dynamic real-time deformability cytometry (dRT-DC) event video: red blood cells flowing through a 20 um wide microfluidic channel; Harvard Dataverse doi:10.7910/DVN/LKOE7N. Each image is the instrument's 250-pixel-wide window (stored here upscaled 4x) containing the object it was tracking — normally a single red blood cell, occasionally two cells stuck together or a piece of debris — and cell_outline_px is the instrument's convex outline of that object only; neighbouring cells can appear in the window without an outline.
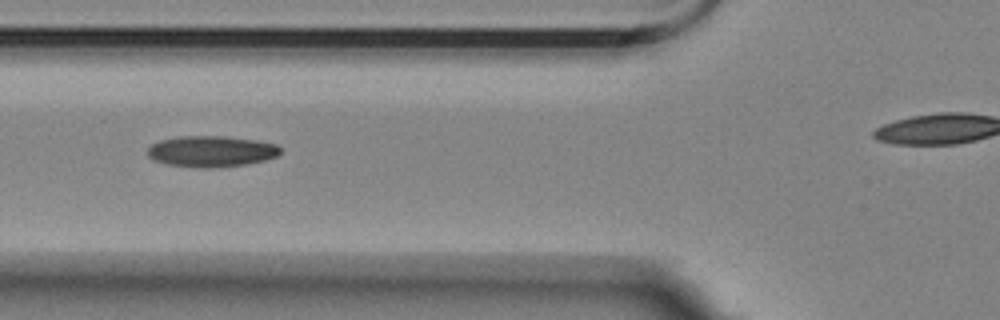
{"species": "Egyptian fruit bat (a non-hibernating species)", "species_latin": "Rousettus aegyptiacus", "temperature_condition": "room temperature", "stored_images_in_passage": 7, "segment_of_instrument_passage": [1, 2], "camera_frame_rate_fps": 3000, "um_per_image_px": 0.085, "animal": {"sex": "female"}, "frame": {"image": 1, "passage_image": 3, "time_ms": 0.667, "image_size_px": [1000, 320], "cell_outline_px": [[280, 156], [264, 160], [244, 164], [212, 168], [204, 168], [168, 164], [156, 160], [148, 156], [148, 148], [152, 144], [160, 140], [180, 136], [224, 136], [256, 140], [276, 144], [280, 148]], "centroid_in_image_um": [17.98, 12.85], "position_along_channel_um": 107.8, "area_um2": 23.87}}
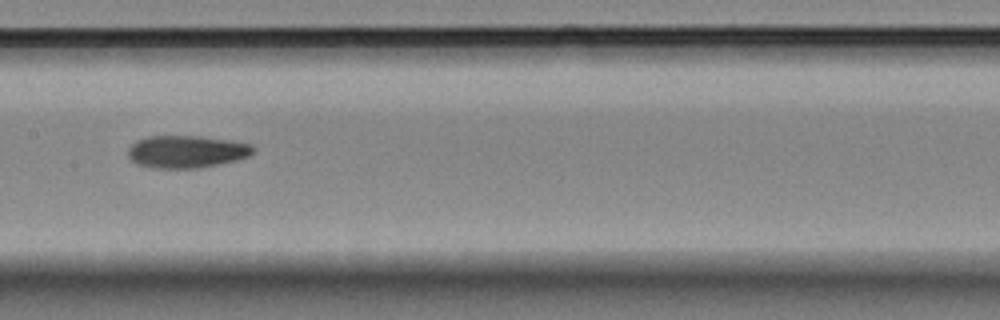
{"frame": {"image": 2, "passage_image": 5, "time_ms": 1.333, "image_size_px": [1000, 320], "cell_outline_px": [[256, 148], [248, 156], [236, 160], [196, 168], [156, 168], [136, 164], [128, 156], [128, 148], [136, 140], [148, 136], [196, 136], [232, 140], [252, 144]], "centroid_in_image_um": [15.84, 12.88], "position_along_channel_um": 191.6, "area_um2": 23.58}}
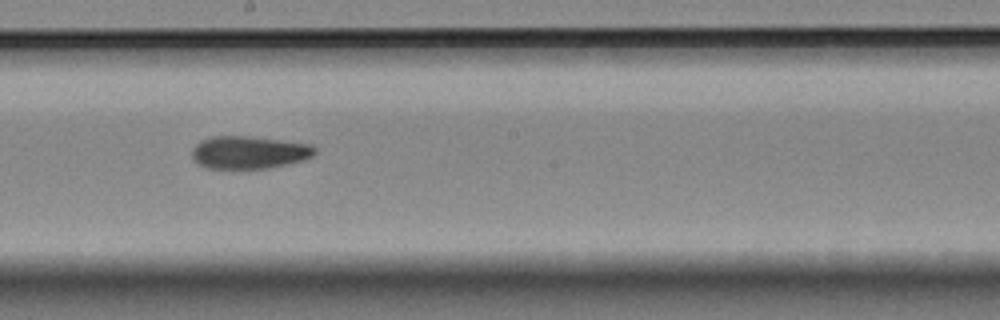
{"frame": {"image": 3, "passage_image": 6, "time_ms": 1.667, "image_size_px": [1000, 320], "cell_outline_px": [[316, 152], [312, 156], [304, 160], [288, 164], [268, 168], [204, 168], [192, 156], [192, 148], [200, 140], [212, 136], [244, 136], [312, 144], [316, 148]], "centroid_in_image_um": [21.17, 12.95], "position_along_channel_um": 227.0, "area_um2": 23.29}}